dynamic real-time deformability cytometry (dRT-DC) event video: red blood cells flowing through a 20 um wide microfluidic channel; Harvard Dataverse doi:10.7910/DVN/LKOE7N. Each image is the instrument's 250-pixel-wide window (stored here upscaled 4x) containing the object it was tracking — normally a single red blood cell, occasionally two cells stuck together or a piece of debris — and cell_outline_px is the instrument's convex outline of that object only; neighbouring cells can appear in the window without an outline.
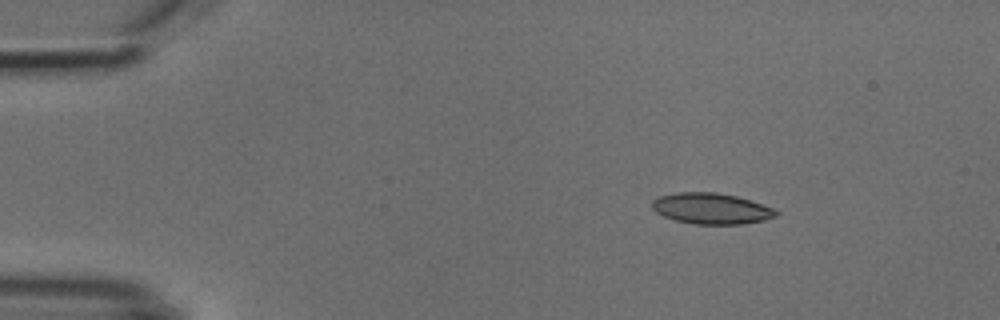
{"species": "common noctule bat (a hibernating species)", "species_latin": "Nyctalus noctula", "temperature_condition": "cold", "stored_images_in_passage": 4, "camera_frame_rate_fps": 3000, "um_per_image_px": 0.085, "animal": {"sex": "male", "body_mass_g": 18.8}, "frame": {"image": 1, "passage_image": 2, "time_ms": 2.0, "image_size_px": [1000, 320], "cell_outline_px": [[780, 212], [776, 216], [764, 220], [744, 224], [692, 224], [676, 220], [664, 216], [656, 212], [652, 208], [652, 200], [660, 196], [676, 192], [716, 192], [736, 196], [772, 208]], "centroid_in_image_um": [60.44, 17.73], "position_along_channel_um": 24.6, "area_um2": 22.25}}